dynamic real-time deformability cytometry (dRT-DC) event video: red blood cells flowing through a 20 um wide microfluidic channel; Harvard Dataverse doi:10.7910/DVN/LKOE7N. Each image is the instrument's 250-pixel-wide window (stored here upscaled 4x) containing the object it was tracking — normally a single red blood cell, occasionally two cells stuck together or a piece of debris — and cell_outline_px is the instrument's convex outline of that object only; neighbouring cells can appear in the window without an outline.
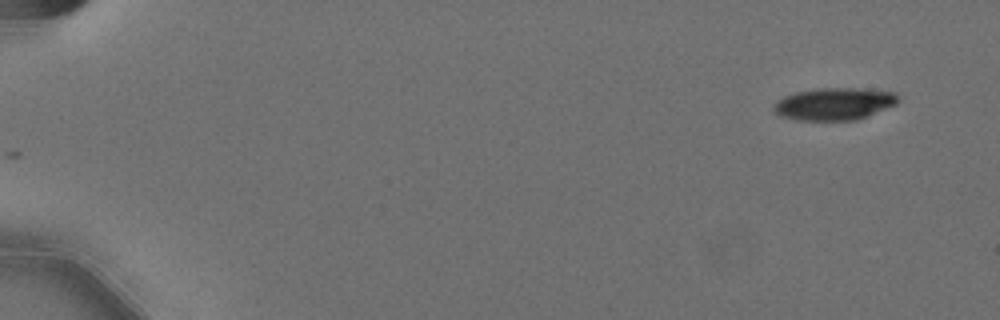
{"species": "Egyptian fruit bat (a non-hibernating species)", "species_latin": "Rousettus aegyptiacus", "temperature_condition": "cold", "stored_images_in_passage": 55, "camera_frame_rate_fps": 3000, "um_per_image_px": 0.085, "animal": {"sex": "female"}, "frame": {"image": 1, "passage_image": 1, "time_ms": 0.0, "image_size_px": [1000, 320], "cell_outline_px": [[900, 100], [896, 104], [868, 116], [856, 120], [796, 120], [780, 116], [772, 108], [776, 100], [784, 96], [796, 92], [816, 88], [860, 88], [896, 92], [900, 96]], "centroid_in_image_um": [70.93, 8.82], "position_along_channel_um": 14.1, "area_um2": 23.64}}
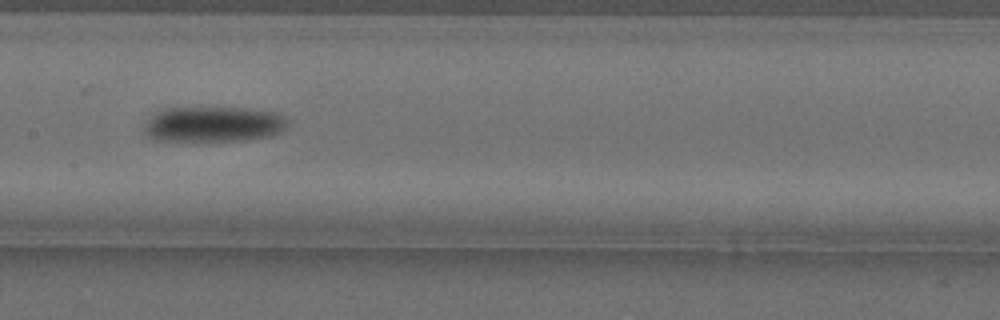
{"frame": {"image": 2, "passage_image": 28, "time_ms": 9.0, "image_size_px": [1000, 320], "cell_outline_px": [[288, 124], [280, 132], [272, 136], [244, 140], [156, 140], [148, 136], [144, 132], [144, 120], [156, 112], [164, 108], [200, 104], [248, 108], [280, 112], [288, 120]], "centroid_in_image_um": [18.13, 10.48], "position_along_channel_um": 189.3, "area_um2": 31.04}}
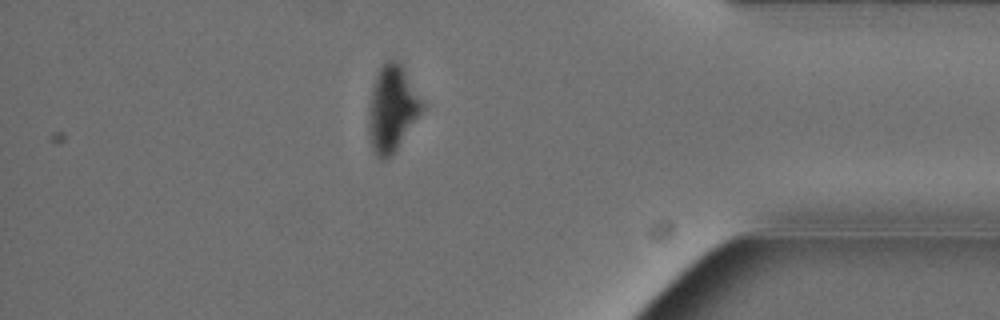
{"frame": {"image": 3, "passage_image": 48, "time_ms": 15.667, "image_size_px": [1000, 320], "cell_outline_px": [[424, 108], [396, 148], [384, 160], [380, 160], [372, 152], [368, 132], [368, 112], [372, 88], [376, 76], [380, 68], [388, 60], [400, 60], [424, 104]], "centroid_in_image_um": [33.3, 9.21], "position_along_channel_um": 401.9, "area_um2": 26.53}, "authors_computed_cell_mechanics": {"area_um2": 27.9752, "velocity_mm_per_s": 3.5891, "shape_relaxation_time_tau1_ms": 2.4081, "shape_relaxation_time_tau2_ms": null, "deformation_change_tau1": 0.1247, "deformation_change_tau2": null}}